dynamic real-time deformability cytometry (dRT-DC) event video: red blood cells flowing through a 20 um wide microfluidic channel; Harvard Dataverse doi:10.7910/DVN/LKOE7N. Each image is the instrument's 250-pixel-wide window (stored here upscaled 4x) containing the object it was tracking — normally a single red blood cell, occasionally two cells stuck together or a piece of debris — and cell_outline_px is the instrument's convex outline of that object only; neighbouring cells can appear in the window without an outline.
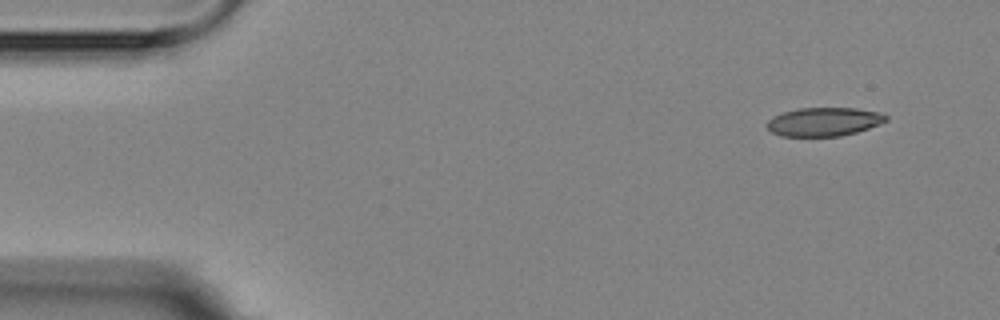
{"species": "Egyptian fruit bat (a non-hibernating species)", "species_latin": "Rousettus aegyptiacus", "temperature_condition": "room temperature", "stored_images_in_passage": 7, "camera_frame_rate_fps": 3000, "um_per_image_px": 0.085, "animal": {"sex": "female"}, "frame": {"image": 1, "passage_image": 1, "time_ms": 0.0, "image_size_px": [1000, 320], "cell_outline_px": [[888, 120], [868, 128], [856, 132], [840, 136], [780, 136], [772, 132], [764, 124], [772, 116], [784, 112], [800, 108], [856, 108], [880, 112], [888, 116]], "centroid_in_image_um": [70.01, 10.34], "position_along_channel_um": 15.0, "area_um2": 19.88}}
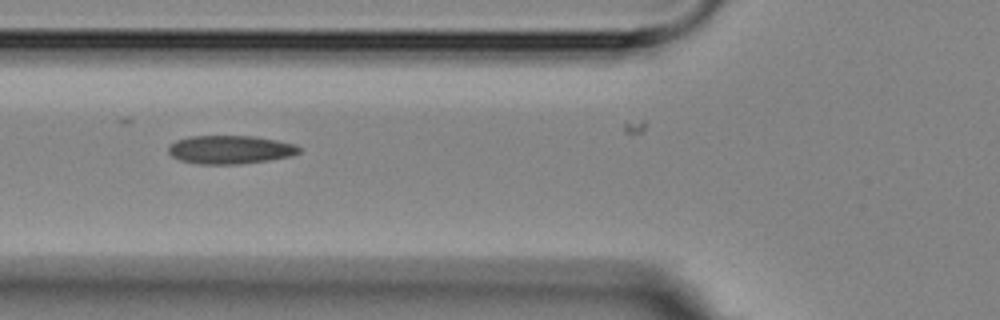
{"frame": {"image": 2, "passage_image": 5, "time_ms": 5.333, "image_size_px": [1000, 320], "cell_outline_px": [[300, 152], [288, 156], [268, 160], [240, 164], [196, 164], [180, 160], [172, 156], [168, 152], [168, 144], [176, 140], [188, 136], [256, 136], [296, 144], [300, 148]], "centroid_in_image_um": [19.52, 12.71], "position_along_channel_um": 106.3, "area_um2": 21.73}}
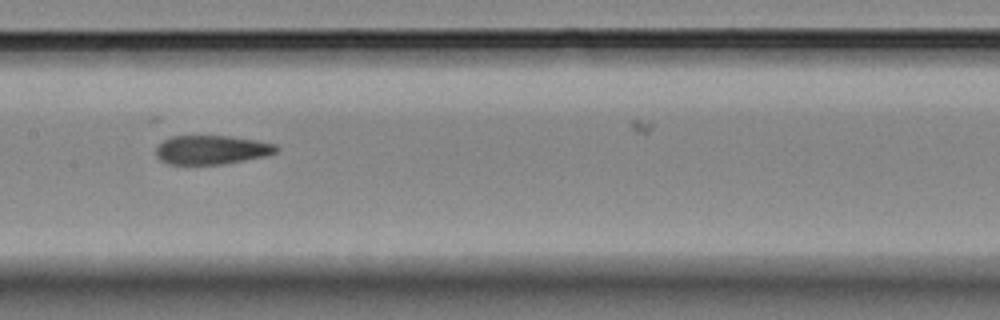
{"frame": {"image": 3, "passage_image": 7, "time_ms": 7.667, "image_size_px": [1000, 320], "cell_outline_px": [[280, 148], [276, 152], [264, 156], [244, 160], [220, 164], [168, 164], [160, 160], [156, 156], [156, 148], [164, 140], [172, 136], [228, 136], [256, 140], [276, 144]], "centroid_in_image_um": [17.98, 12.73], "position_along_channel_um": 189.4, "area_um2": 20.17}}